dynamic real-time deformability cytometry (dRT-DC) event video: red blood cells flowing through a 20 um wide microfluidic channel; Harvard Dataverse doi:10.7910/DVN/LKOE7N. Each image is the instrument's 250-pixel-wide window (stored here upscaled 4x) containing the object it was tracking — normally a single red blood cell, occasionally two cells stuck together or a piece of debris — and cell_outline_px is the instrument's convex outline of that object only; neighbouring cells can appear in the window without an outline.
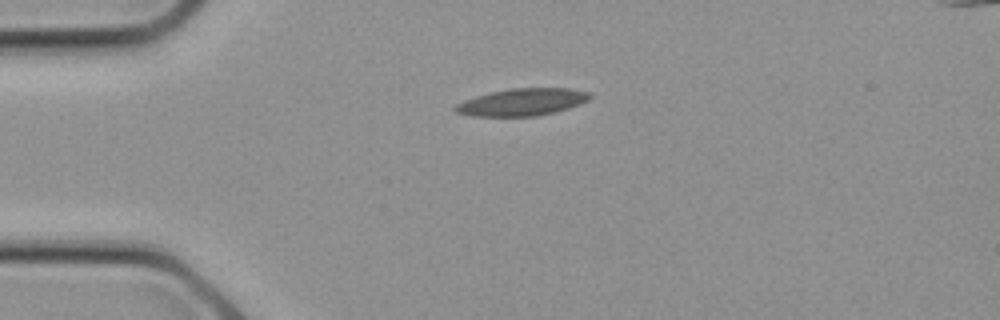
{"species": "common noctule bat (a hibernating species)", "species_latin": "Nyctalus noctula", "temperature_condition": "cold", "stored_images_in_passage": 6, "camera_frame_rate_fps": 3000, "um_per_image_px": 0.085, "animal": {"sex": "female", "body_mass_g": 21.9}, "frame": {"image": 1, "passage_image": 1, "time_ms": 0.0, "image_size_px": [1000, 320], "cell_outline_px": [[592, 96], [588, 100], [580, 104], [556, 112], [536, 116], [472, 116], [456, 112], [452, 108], [456, 104], [464, 100], [476, 96], [492, 92], [512, 88], [568, 88], [588, 92]], "centroid_in_image_um": [44.38, 8.68], "position_along_channel_um": 40.6, "area_um2": 21.27}}
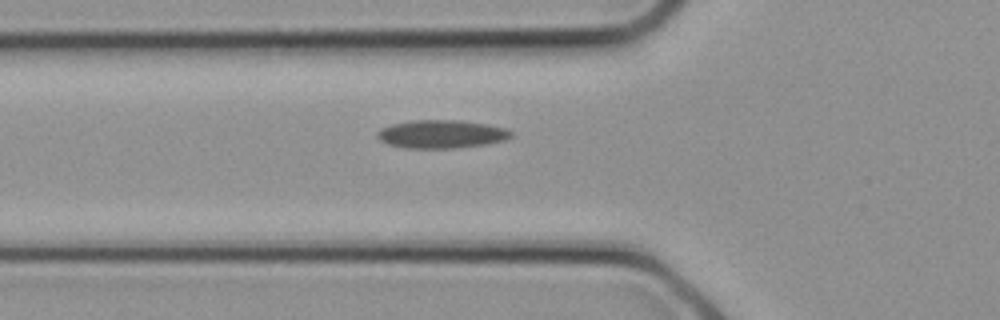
{"frame": {"image": 2, "passage_image": 4, "time_ms": 1.0, "image_size_px": [1000, 320], "cell_outline_px": [[512, 136], [504, 140], [488, 144], [456, 148], [404, 148], [388, 144], [380, 140], [376, 136], [376, 132], [380, 128], [392, 124], [416, 120], [460, 120], [488, 124], [504, 128], [512, 132]], "centroid_in_image_um": [37.51, 11.4], "position_along_channel_um": 88.3, "area_um2": 22.08}}
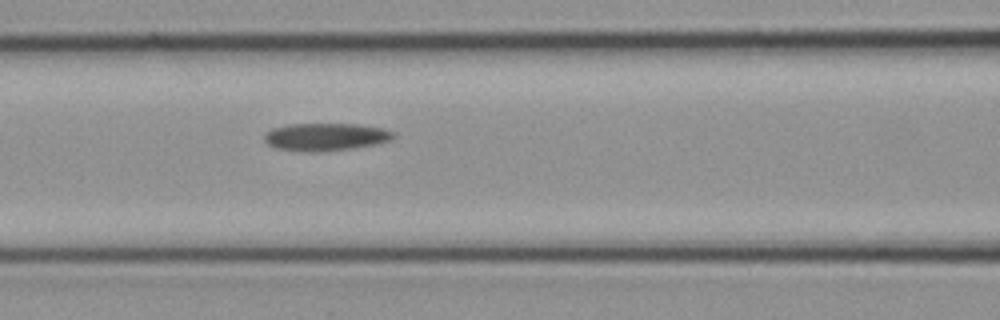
{"frame": {"image": 3, "passage_image": 6, "time_ms": 1.667, "image_size_px": [1000, 320], "cell_outline_px": [[396, 136], [392, 140], [380, 144], [356, 148], [324, 152], [300, 152], [276, 148], [268, 144], [264, 140], [264, 132], [272, 128], [288, 124], [356, 124], [384, 128], [392, 132]], "centroid_in_image_um": [27.69, 11.65], "position_along_channel_um": 138.9, "area_um2": 21.33}}